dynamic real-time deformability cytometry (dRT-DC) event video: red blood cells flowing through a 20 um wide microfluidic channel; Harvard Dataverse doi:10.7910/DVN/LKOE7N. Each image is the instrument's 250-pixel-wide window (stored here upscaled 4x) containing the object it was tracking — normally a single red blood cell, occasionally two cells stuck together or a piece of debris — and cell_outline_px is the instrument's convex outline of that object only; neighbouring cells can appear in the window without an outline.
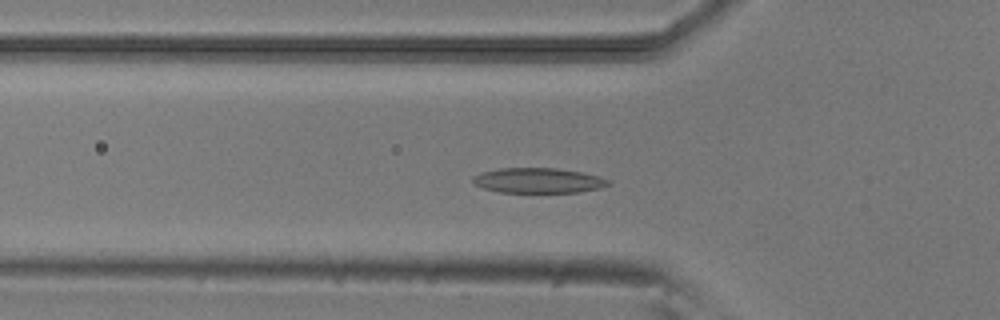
{"species": "common noctule bat (a hibernating species)", "species_latin": "Nyctalus noctula", "temperature_condition": "room temperature", "stored_images_in_passage": 50, "camera_frame_rate_fps": 3000, "um_per_image_px": 0.085, "animal": {"sex": "male", "body_mass_g": 20.5, "forearm_length_mm": 52.5}, "frame": {"image": 1, "passage_image": 15, "time_ms": 4.667, "image_size_px": [1000, 320], "cell_outline_px": [[612, 184], [600, 188], [580, 192], [500, 192], [484, 188], [476, 184], [472, 180], [472, 176], [480, 172], [500, 168], [556, 168], [580, 172], [600, 176], [612, 180]], "centroid_in_image_um": [45.79, 15.34], "position_along_channel_um": 80.0, "area_um2": 19.88}}
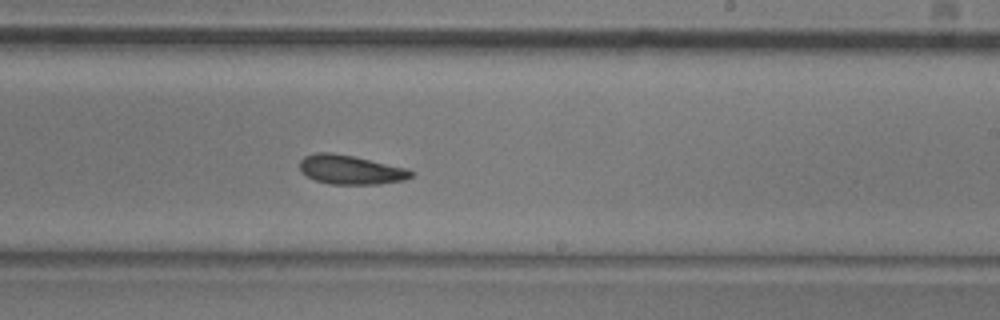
{"frame": {"image": 2, "passage_image": 29, "time_ms": 9.333, "image_size_px": [1000, 320], "cell_outline_px": [[416, 172], [412, 176], [404, 180], [380, 184], [328, 184], [316, 180], [300, 172], [300, 160], [304, 156], [316, 152], [332, 152], [352, 156], [408, 168]], "centroid_in_image_um": [29.81, 14.42], "position_along_channel_um": 259.2, "area_um2": 19.02}}
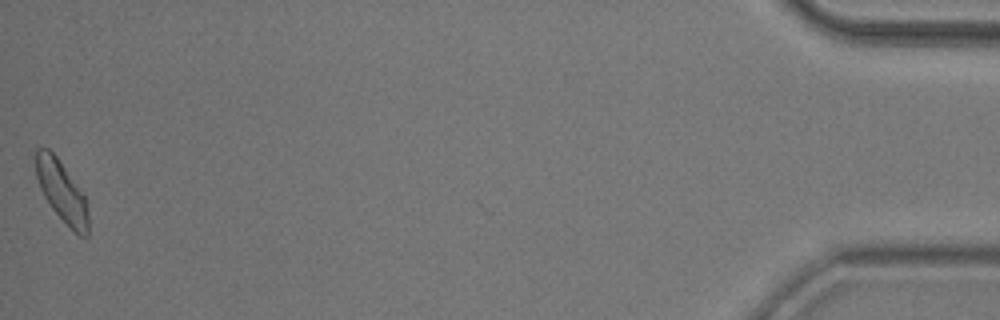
{"frame": {"image": 3, "passage_image": 50, "time_ms": 16.333, "image_size_px": [1000, 320], "cell_outline_px": [[88, 236], [80, 236], [52, 208], [44, 196], [40, 188], [36, 176], [36, 148], [48, 148], [56, 156], [84, 196], [88, 212]], "centroid_in_image_um": [5.23, 16.26], "position_along_channel_um": 430.0, "area_um2": 17.92}, "authors_computed_cell_mechanics": {"area_um2": 19.1318, "velocity_mm_per_s": 3.8248, "shape_relaxation_time_tau1_ms": 3.5475, "shape_relaxation_time_tau2_ms": 4.7007, "deformation_change_tau1": 0.1201, "deformation_change_tau2": 0.1059}}